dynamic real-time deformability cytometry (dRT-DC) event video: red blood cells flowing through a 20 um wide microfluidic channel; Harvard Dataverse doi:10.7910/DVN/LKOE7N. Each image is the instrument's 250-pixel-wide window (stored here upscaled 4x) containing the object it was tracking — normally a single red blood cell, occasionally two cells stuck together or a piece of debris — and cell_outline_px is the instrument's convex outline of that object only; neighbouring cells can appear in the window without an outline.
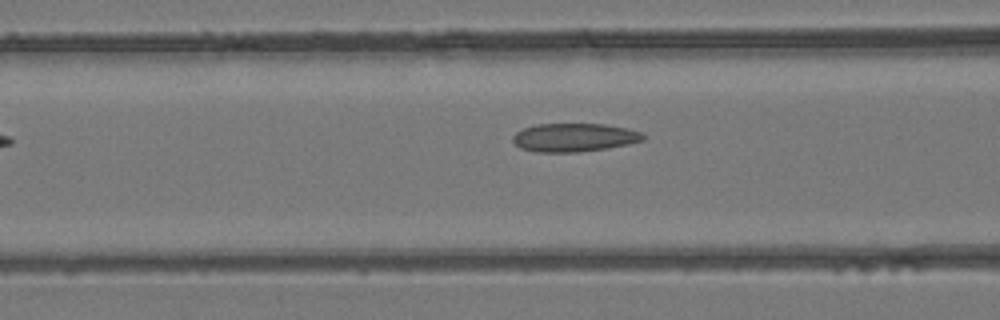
{"species": "common noctule bat (a hibernating species)", "species_latin": "Nyctalus noctula", "temperature_condition": "room temperature", "stored_images_in_passage": 7, "camera_frame_rate_fps": 3000, "um_per_image_px": 0.085, "animal": {"sex": "female", "body_mass_g": 24.6, "forearm_length_mm": 56.2}, "frame": {"image": 1, "passage_image": 6, "time_ms": 6.0, "image_size_px": [1000, 320], "cell_outline_px": [[644, 140], [628, 144], [608, 148], [576, 152], [536, 152], [520, 148], [512, 140], [512, 136], [516, 132], [524, 128], [536, 124], [604, 124], [628, 128], [640, 132], [644, 136]], "centroid_in_image_um": [48.79, 11.68], "position_along_channel_um": 117.8, "area_um2": 21.56}}
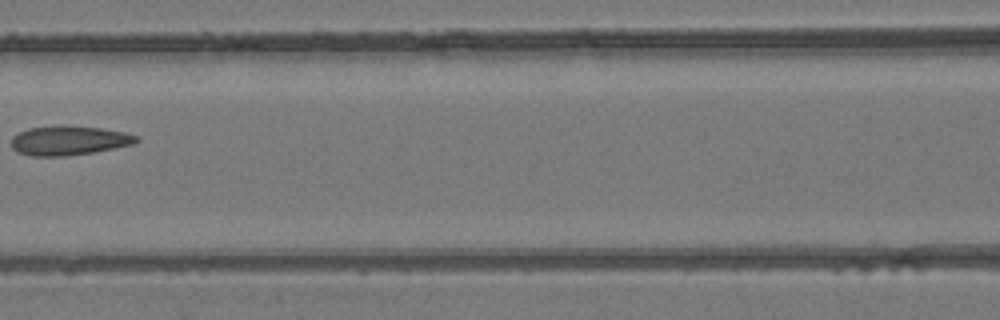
{"frame": {"image": 2, "passage_image": 7, "time_ms": 7.0, "image_size_px": [1000, 320], "cell_outline_px": [[140, 140], [136, 144], [92, 152], [60, 156], [32, 156], [16, 152], [12, 148], [12, 136], [28, 128], [60, 124], [100, 128], [124, 132], [140, 136]], "centroid_in_image_um": [5.87, 11.93], "position_along_channel_um": 160.7, "area_um2": 21.62}}